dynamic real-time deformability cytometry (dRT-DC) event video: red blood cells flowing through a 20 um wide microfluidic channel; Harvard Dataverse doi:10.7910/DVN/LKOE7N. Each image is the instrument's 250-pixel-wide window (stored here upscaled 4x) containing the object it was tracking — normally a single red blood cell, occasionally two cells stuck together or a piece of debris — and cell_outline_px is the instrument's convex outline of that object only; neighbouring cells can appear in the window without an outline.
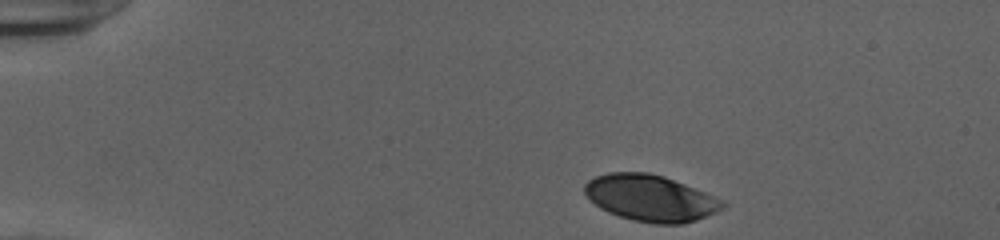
{"species": "human", "species_latin": "Homo sapiens", "temperature_condition": "cold", "stored_images_in_passage": 37, "camera_frame_rate_fps": 3000, "um_per_image_px": 0.085, "donor": {"sex": "female"}, "frame": {"image": 1, "passage_image": 1, "time_ms": 0.0, "image_size_px": [1000, 240], "cell_outline_px": [[728, 204], [724, 208], [716, 212], [696, 220], [684, 224], [656, 224], [632, 220], [608, 212], [600, 208], [584, 192], [584, 184], [588, 180], [596, 176], [608, 172], [648, 172], [664, 176], [704, 192]], "centroid_in_image_um": [55.28, 16.84], "position_along_channel_um": 29.7, "area_um2": 37.11}}
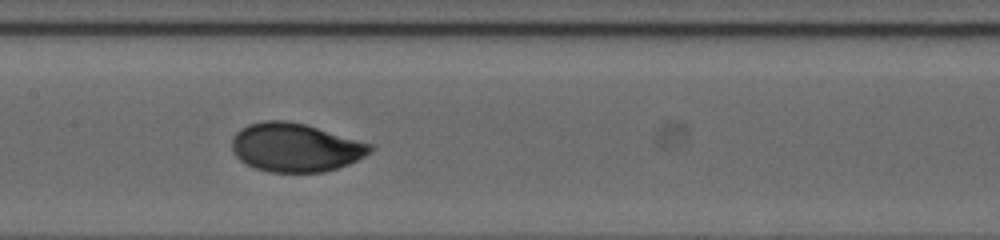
{"frame": {"image": 2, "passage_image": 19, "time_ms": 6.0, "image_size_px": [1000, 240], "cell_outline_px": [[376, 148], [372, 152], [348, 164], [324, 172], [268, 172], [256, 168], [240, 160], [236, 156], [232, 148], [232, 136], [240, 128], [248, 124], [264, 120], [288, 120], [304, 124], [376, 144]], "centroid_in_image_um": [25.14, 12.52], "position_along_channel_um": 182.3, "area_um2": 39.48}}
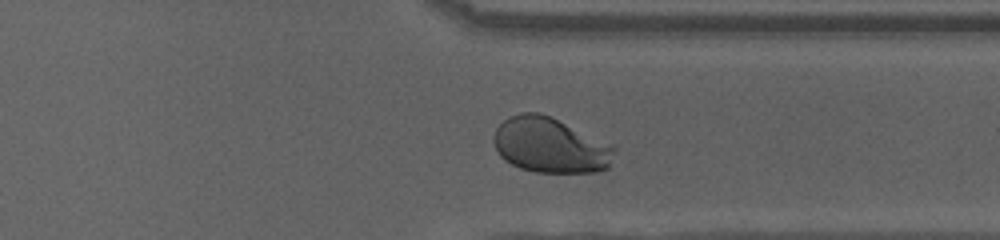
{"frame": {"image": 3, "passage_image": 33, "time_ms": 10.667, "image_size_px": [1000, 240], "cell_outline_px": [[616, 148], [608, 168], [596, 172], [536, 172], [520, 168], [504, 160], [500, 156], [492, 140], [496, 128], [508, 116], [520, 112], [540, 112], [612, 144]], "centroid_in_image_um": [46.74, 12.34], "position_along_channel_um": 364.7, "area_um2": 38.84}, "authors_computed_cell_mechanics": {"area_um2": 38.6682, "velocity_mm_per_s": 3.9174, "shape_relaxation_time_tau1_ms": 4.0201, "shape_relaxation_time_tau2_ms": null, "deformation_change_tau1": 0.1625, "deformation_change_tau2": null}}